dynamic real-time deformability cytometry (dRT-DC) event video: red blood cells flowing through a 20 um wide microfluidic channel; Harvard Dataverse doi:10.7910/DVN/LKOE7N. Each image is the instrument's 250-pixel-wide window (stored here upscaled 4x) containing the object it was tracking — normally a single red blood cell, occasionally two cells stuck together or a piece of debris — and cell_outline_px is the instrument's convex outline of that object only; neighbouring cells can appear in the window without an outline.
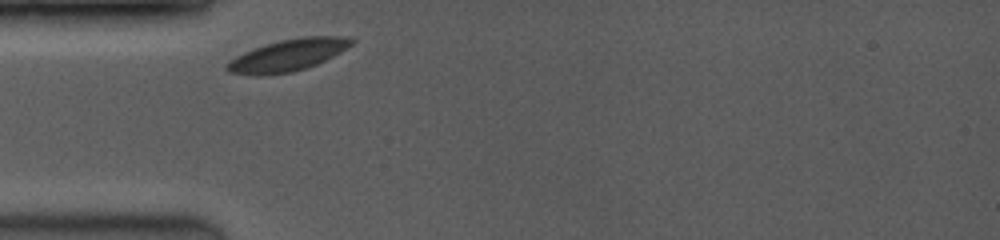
{"species": "common noctule bat (a hibernating species)", "species_latin": "Nyctalus noctula", "temperature_condition": "room temperature", "stored_images_in_passage": 21, "camera_frame_rate_fps": 3500, "um_per_image_px": 0.085, "animal": {"sex": "female", "body_mass_g": 19.0, "forearm_length_mm": 53.3}, "frame": {"image": 1, "passage_image": 1, "time_ms": 0.0, "image_size_px": [1000, 240], "cell_outline_px": [[356, 40], [352, 44], [340, 52], [316, 64], [292, 72], [256, 76], [228, 72], [224, 68], [228, 60], [244, 52], [280, 40], [300, 36], [352, 36]], "centroid_in_image_um": [24.47, 4.68], "position_along_channel_um": 60.5, "area_um2": 23.06}}
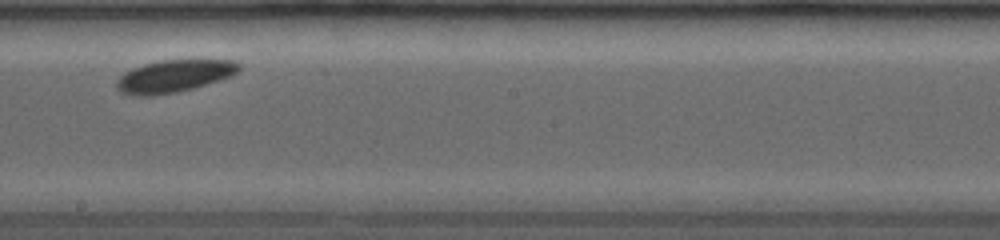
{"frame": {"image": 2, "passage_image": 12, "time_ms": 4.571, "image_size_px": [1000, 240], "cell_outline_px": [[240, 68], [236, 72], [228, 76], [192, 88], [176, 92], [152, 96], [136, 96], [120, 92], [116, 88], [116, 80], [124, 72], [132, 68], [144, 64], [160, 60], [232, 60], [240, 64]], "centroid_in_image_um": [14.7, 6.47], "position_along_channel_um": 233.5, "area_um2": 22.77}}
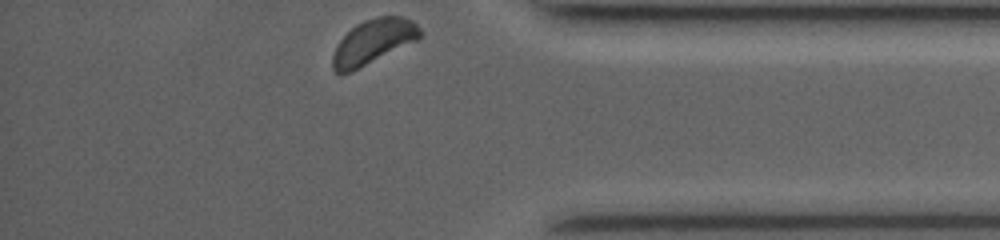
{"frame": {"image": 3, "passage_image": 21, "time_ms": 9.143, "image_size_px": [1000, 240], "cell_outline_px": [[424, 32], [416, 40], [348, 72], [336, 72], [332, 68], [332, 56], [340, 40], [356, 24], [364, 20], [376, 16], [400, 16], [412, 20]], "centroid_in_image_um": [31.73, 3.49], "position_along_channel_um": 403.5, "area_um2": 21.96}}